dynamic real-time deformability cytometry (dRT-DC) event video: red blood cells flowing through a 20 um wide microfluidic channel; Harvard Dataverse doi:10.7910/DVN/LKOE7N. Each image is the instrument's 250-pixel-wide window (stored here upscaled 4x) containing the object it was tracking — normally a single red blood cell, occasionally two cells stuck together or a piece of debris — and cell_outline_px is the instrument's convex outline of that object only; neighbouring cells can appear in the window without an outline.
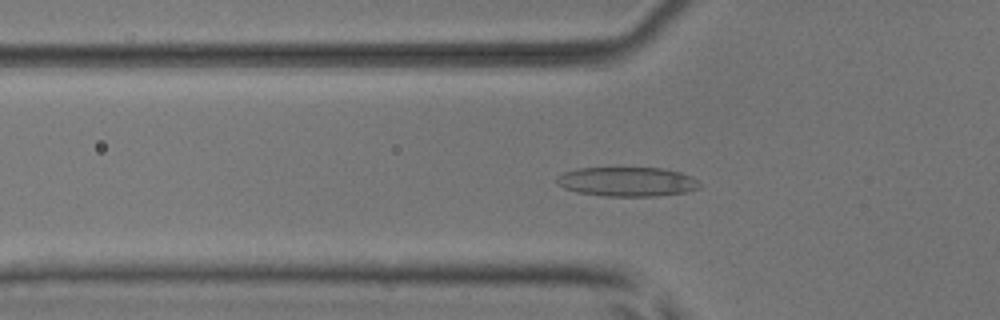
{"species": "common noctule bat (a hibernating species)", "species_latin": "Nyctalus noctula", "temperature_condition": "room temperature", "stored_images_in_passage": 50, "camera_frame_rate_fps": 3000, "um_per_image_px": 0.085, "animal": {"sex": "male", "body_mass_g": 17.9, "forearm_length_mm": 54.2}, "frame": {"image": 1, "passage_image": 18, "time_ms": 5.667, "image_size_px": [1000, 320], "cell_outline_px": [[700, 188], [684, 192], [652, 196], [604, 196], [576, 192], [564, 188], [556, 184], [556, 180], [564, 172], [576, 168], [664, 168], [680, 172], [692, 176], [700, 180]], "centroid_in_image_um": [53.32, 15.44], "position_along_channel_um": 72.5, "area_um2": 24.51}}
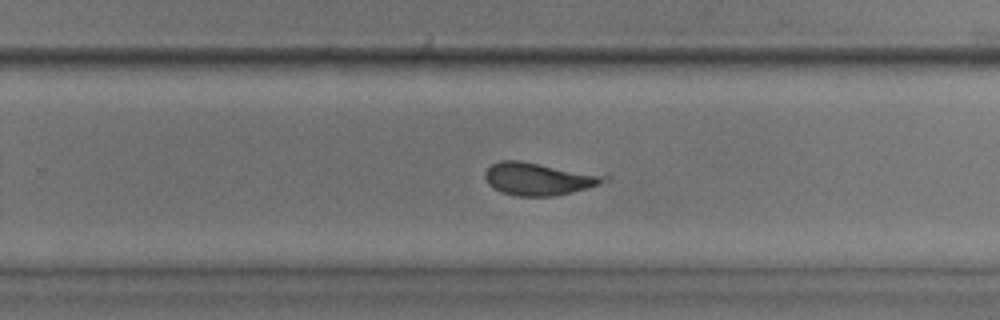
{"frame": {"image": 2, "passage_image": 34, "time_ms": 11.0, "image_size_px": [1000, 320], "cell_outline_px": [[612, 180], [588, 188], [556, 196], [516, 196], [500, 192], [488, 184], [484, 176], [484, 172], [492, 164], [500, 160], [520, 160], [612, 176]], "centroid_in_image_um": [45.82, 15.2], "position_along_channel_um": 284.0, "area_um2": 23.0}}
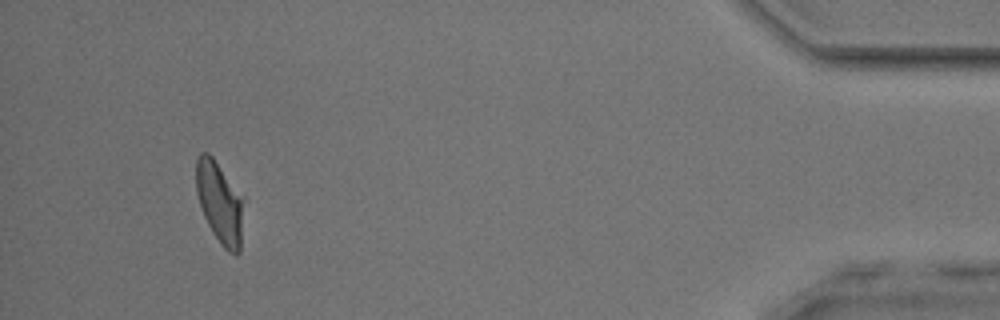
{"frame": {"image": 3, "passage_image": 49, "time_ms": 16.0, "image_size_px": [1000, 320], "cell_outline_px": [[244, 200], [240, 252], [236, 256], [228, 252], [220, 244], [212, 232], [204, 216], [196, 192], [196, 160], [200, 152], [208, 152], [212, 156], [244, 196]], "centroid_in_image_um": [18.7, 17.22], "position_along_channel_um": 416.5, "area_um2": 22.95}}